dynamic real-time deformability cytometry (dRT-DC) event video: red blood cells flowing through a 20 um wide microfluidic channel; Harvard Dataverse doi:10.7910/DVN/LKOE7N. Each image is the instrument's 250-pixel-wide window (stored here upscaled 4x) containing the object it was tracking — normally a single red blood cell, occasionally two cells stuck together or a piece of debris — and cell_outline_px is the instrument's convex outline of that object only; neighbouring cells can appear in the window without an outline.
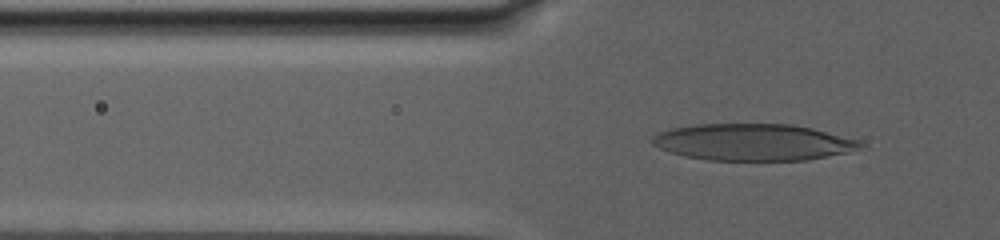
{"species": "human", "species_latin": "Homo sapiens", "temperature_condition": "warm", "stored_images_in_passage": 115, "camera_frame_rate_fps": 3000, "um_per_image_px": 0.085, "donor": {"sex": "male"}, "frame": {"image": 1, "passage_image": 43, "time_ms": 9.667, "image_size_px": [1000, 240], "cell_outline_px": [[868, 148], [852, 152], [808, 160], [708, 160], [684, 156], [668, 152], [652, 144], [652, 136], [656, 132], [672, 128], [696, 124], [792, 124], [812, 128], [860, 140], [868, 144]], "centroid_in_image_um": [64.1, 12.09], "position_along_channel_um": 61.7, "area_um2": 45.2}}
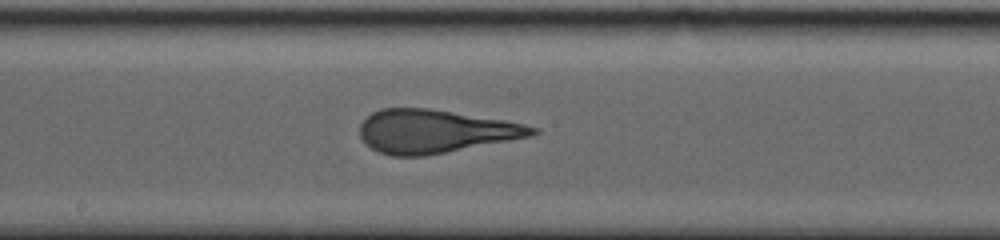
{"frame": {"image": 2, "passage_image": 65, "time_ms": 16.0, "image_size_px": [1000, 240], "cell_outline_px": [[540, 132], [532, 136], [424, 156], [392, 156], [380, 152], [372, 148], [360, 136], [360, 124], [372, 112], [380, 108], [428, 108], [504, 120], [524, 124], [540, 128]], "centroid_in_image_um": [36.99, 11.15], "position_along_channel_um": 211.2, "area_um2": 43.23}}
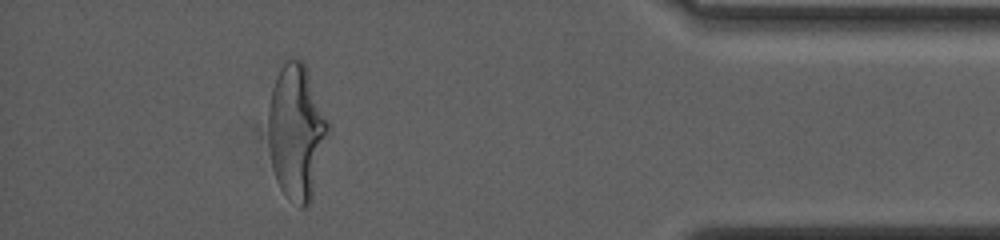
{"frame": {"image": 3, "passage_image": 104, "time_ms": 25.0, "image_size_px": [1000, 240], "cell_outline_px": [[328, 128], [312, 200], [304, 208], [300, 208], [288, 200], [280, 188], [276, 180], [272, 168], [268, 144], [268, 108], [272, 88], [276, 76], [280, 68], [288, 60], [304, 60], [328, 120]], "centroid_in_image_um": [25.17, 11.24], "position_along_channel_um": 410.0, "area_um2": 46.99}, "authors_computed_cell_mechanics": {"area_um2": 45.6042, "velocity_mm_per_s": 2.5968, "shape_relaxation_time_tau1_ms": 7.9662, "shape_relaxation_time_tau2_ms": 1.3715, "deformation_change_tau1": 0.2702, "deformation_change_tau2": 0.101}}